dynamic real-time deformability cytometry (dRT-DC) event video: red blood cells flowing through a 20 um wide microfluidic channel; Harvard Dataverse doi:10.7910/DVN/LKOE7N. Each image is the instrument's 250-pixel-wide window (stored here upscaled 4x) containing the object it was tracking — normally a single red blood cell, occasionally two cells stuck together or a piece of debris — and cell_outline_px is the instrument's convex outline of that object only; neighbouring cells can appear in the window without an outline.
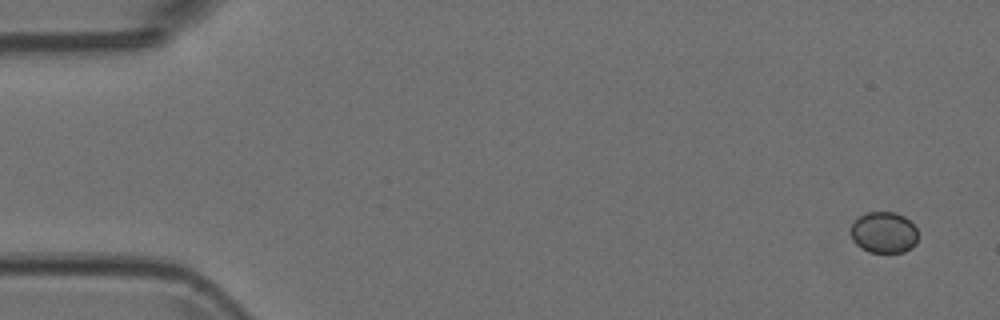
{"species": "Egyptian fruit bat (a non-hibernating species)", "species_latin": "Rousettus aegyptiacus", "temperature_condition": "room temperature", "stored_images_in_passage": 5, "camera_frame_rate_fps": 3000, "um_per_image_px": 0.085, "animal": {"sex": "female"}, "frame": {"image": 1, "passage_image": 1, "time_ms": 0.0, "image_size_px": [1000, 320], "cell_outline_px": [[916, 244], [912, 248], [904, 252], [868, 252], [860, 248], [852, 240], [852, 224], [860, 216], [868, 212], [896, 212], [904, 216], [916, 228]], "centroid_in_image_um": [75.13, 19.77], "position_along_channel_um": 9.9, "area_um2": 16.07}}
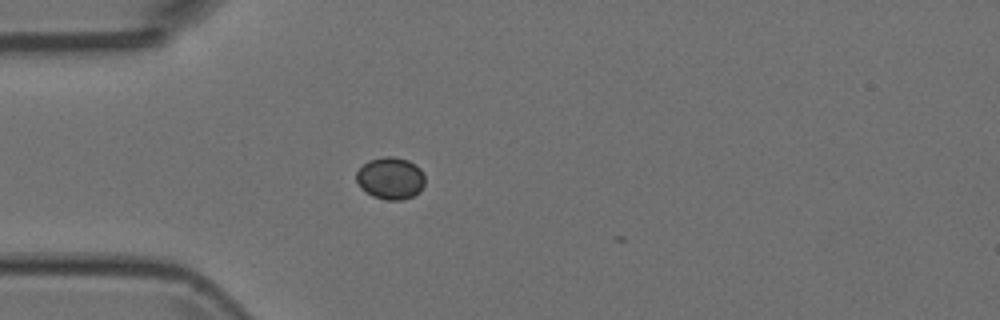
{"frame": {"image": 2, "passage_image": 4, "time_ms": 1.0, "image_size_px": [1000, 320], "cell_outline_px": [[424, 184], [420, 192], [412, 196], [400, 200], [384, 200], [372, 196], [360, 188], [356, 180], [356, 172], [368, 160], [384, 156], [392, 156], [408, 160], [420, 168], [424, 176]], "centroid_in_image_um": [33.18, 15.15], "position_along_channel_um": 51.8, "area_um2": 16.94}}